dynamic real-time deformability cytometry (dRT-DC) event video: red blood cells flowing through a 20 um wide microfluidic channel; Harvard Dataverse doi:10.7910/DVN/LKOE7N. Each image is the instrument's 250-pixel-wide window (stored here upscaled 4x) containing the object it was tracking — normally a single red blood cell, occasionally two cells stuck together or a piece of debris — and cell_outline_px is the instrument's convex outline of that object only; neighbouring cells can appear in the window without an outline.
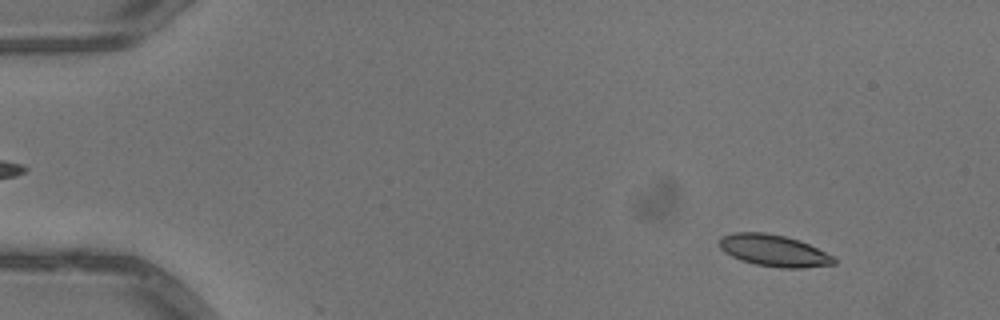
{"species": "common noctule bat (a hibernating species)", "species_latin": "Nyctalus noctula", "temperature_condition": "warm", "stored_images_in_passage": 3, "camera_frame_rate_fps": 3000, "um_per_image_px": 0.085, "animal": {"sex": "male", "body_mass_g": 13.3}, "frame": {"image": 1, "passage_image": 1, "time_ms": 0.0, "image_size_px": [1000, 320], "cell_outline_px": [[836, 264], [804, 268], [780, 268], [756, 264], [740, 260], [724, 252], [720, 248], [720, 236], [732, 232], [764, 232], [784, 236], [800, 240], [832, 256], [836, 260]], "centroid_in_image_um": [65.75, 21.3], "position_along_channel_um": 19.3, "area_um2": 21.15}}
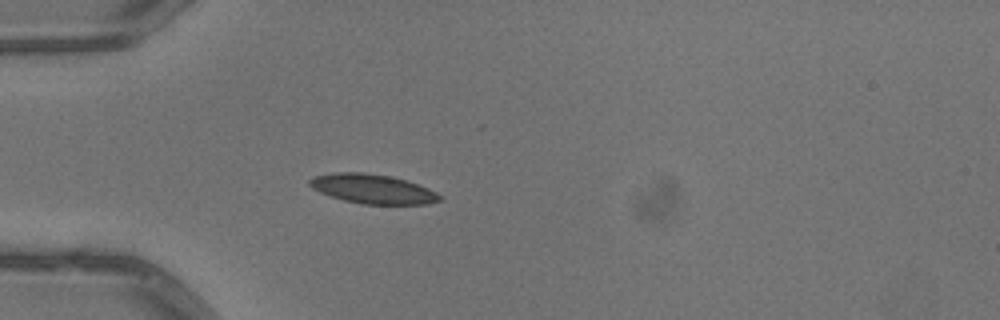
{"frame": {"image": 2, "passage_image": 3, "time_ms": 0.667, "image_size_px": [1000, 320], "cell_outline_px": [[440, 200], [428, 204], [360, 204], [344, 200], [320, 192], [312, 188], [308, 184], [308, 180], [312, 176], [332, 172], [364, 172], [392, 176], [428, 188], [436, 192], [440, 196]], "centroid_in_image_um": [31.62, 16.04], "position_along_channel_um": 53.4, "area_um2": 22.25}}